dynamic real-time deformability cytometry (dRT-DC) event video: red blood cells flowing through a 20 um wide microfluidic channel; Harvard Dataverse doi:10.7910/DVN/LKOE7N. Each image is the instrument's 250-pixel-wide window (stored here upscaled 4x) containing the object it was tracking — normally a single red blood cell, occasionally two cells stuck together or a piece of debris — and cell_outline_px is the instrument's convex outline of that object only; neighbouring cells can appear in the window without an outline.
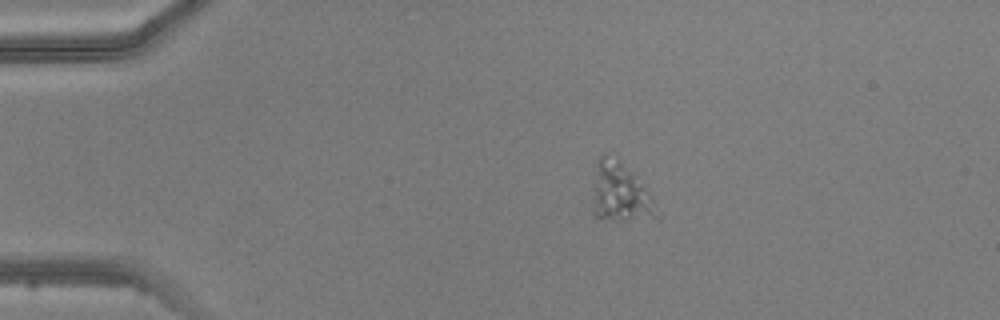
{"species": "common noctule bat (a hibernating species)", "species_latin": "Nyctalus noctula", "temperature_condition": "warm", "stored_images_in_passage": 4, "camera_frame_rate_fps": 3000, "um_per_image_px": 0.085, "animal": {"sex": "male", "body_mass_g": 20.5, "forearm_length_mm": 52.5}, "frame": {"image": 1, "passage_image": 1, "time_ms": 0.0, "image_size_px": [1000, 320], "cell_outline_px": [[660, 220], [620, 220], [592, 216], [592, 212], [600, 156], [604, 152], [620, 160], [648, 188]], "centroid_in_image_um": [52.8, 16.43], "position_along_channel_um": 32.2, "area_um2": 21.68}}
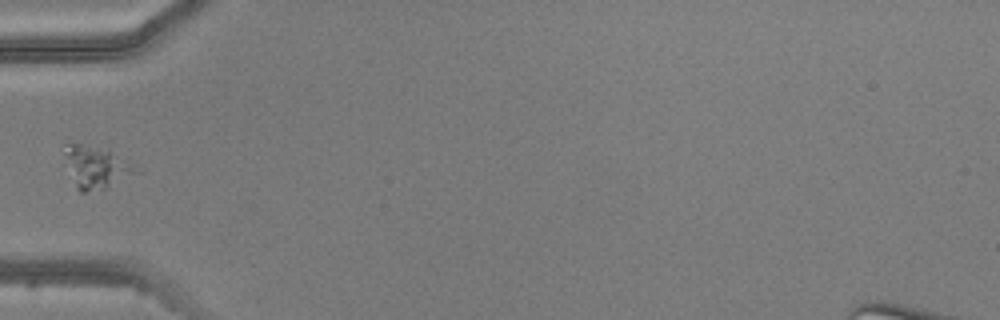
{"frame": {"image": 2, "passage_image": 3, "time_ms": 2.333, "image_size_px": [1000, 320], "cell_outline_px": [[144, 172], [104, 188], [84, 192], [80, 192], [76, 188], [64, 156], [64, 144], [80, 144], [108, 152]], "centroid_in_image_um": [8.16, 14.26], "position_along_channel_um": 76.8, "area_um2": 16.7}}
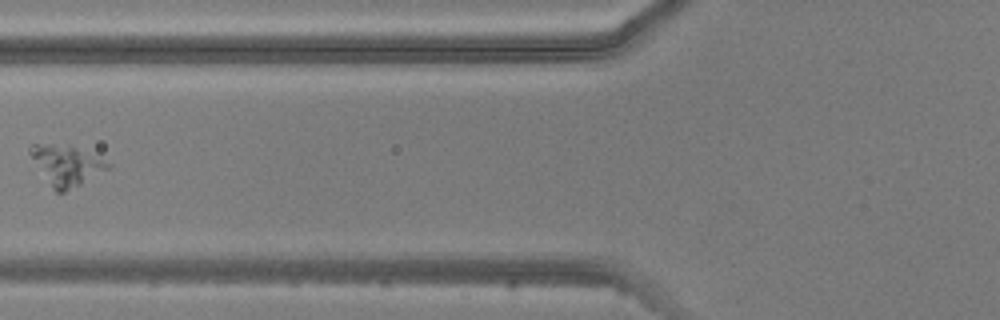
{"frame": {"image": 3, "passage_image": 4, "time_ms": 3.333, "image_size_px": [1000, 320], "cell_outline_px": [[112, 168], [64, 192], [56, 192], [52, 188], [28, 152], [28, 148], [32, 144], [68, 144], [112, 164]], "centroid_in_image_um": [5.64, 14.03], "position_along_channel_um": 120.2, "area_um2": 17.86}}